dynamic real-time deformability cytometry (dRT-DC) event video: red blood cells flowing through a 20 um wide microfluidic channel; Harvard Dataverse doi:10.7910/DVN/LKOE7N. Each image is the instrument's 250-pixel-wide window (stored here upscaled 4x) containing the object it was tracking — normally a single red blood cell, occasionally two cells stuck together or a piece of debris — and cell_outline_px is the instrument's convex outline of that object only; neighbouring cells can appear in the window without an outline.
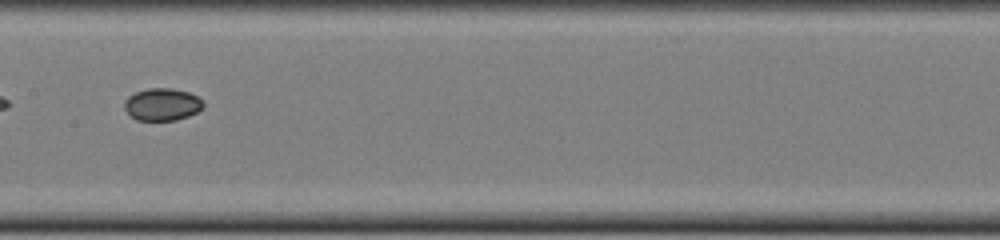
{"species": "common noctule bat (a hibernating species)", "species_latin": "Nyctalus noctula", "temperature_condition": "cold", "stored_images_in_passage": 34, "camera_frame_rate_fps": 3000, "um_per_image_px": 0.085, "animal": {"sex": "female", "body_mass_g": 22.0, "forearm_length_mm": 56.7}, "frame": {"image": 1, "passage_image": 10, "time_ms": 3.0, "image_size_px": [1000, 240], "cell_outline_px": [[204, 108], [188, 116], [176, 120], [136, 120], [124, 108], [124, 100], [128, 96], [136, 92], [148, 88], [172, 88], [188, 92], [196, 96], [204, 104]], "centroid_in_image_um": [13.78, 8.87], "position_along_channel_um": 193.6, "area_um2": 14.8}}